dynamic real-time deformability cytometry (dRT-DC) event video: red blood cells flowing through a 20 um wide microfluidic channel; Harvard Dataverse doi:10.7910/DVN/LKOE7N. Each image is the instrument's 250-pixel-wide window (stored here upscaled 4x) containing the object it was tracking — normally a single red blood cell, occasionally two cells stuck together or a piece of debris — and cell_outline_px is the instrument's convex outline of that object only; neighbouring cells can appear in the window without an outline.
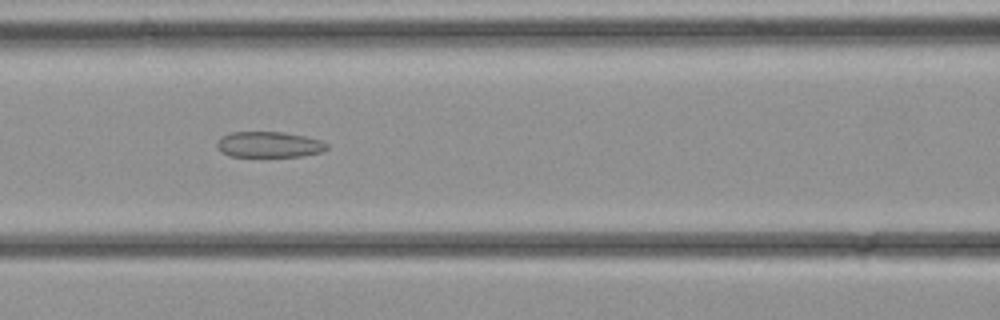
{"species": "common noctule bat (a hibernating species)", "species_latin": "Nyctalus noctula", "temperature_condition": "cold", "stored_images_in_passage": 26, "camera_frame_rate_fps": 3000, "um_per_image_px": 0.085, "animal": {"sex": "female", "body_mass_g": 21.9}, "frame": {"image": 1, "passage_image": 6, "time_ms": 1.667, "image_size_px": [1000, 320], "cell_outline_px": [[328, 148], [320, 152], [304, 156], [228, 156], [216, 144], [216, 140], [220, 136], [232, 132], [284, 132], [304, 136], [320, 140], [328, 144]], "centroid_in_image_um": [22.87, 12.28], "position_along_channel_um": 143.7, "area_um2": 16.42}}
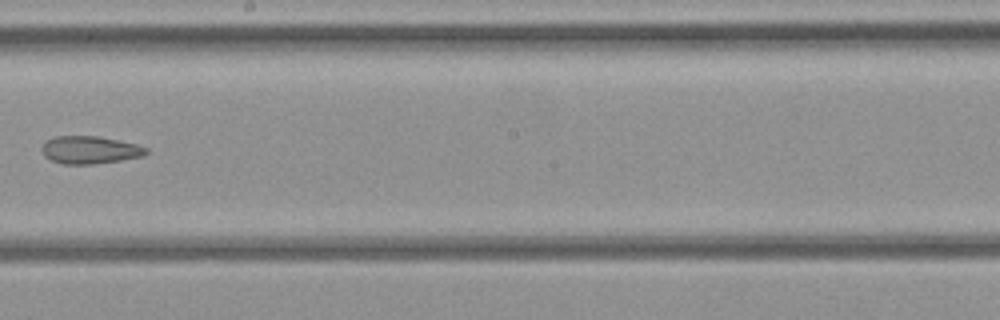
{"frame": {"image": 2, "passage_image": 11, "time_ms": 3.333, "image_size_px": [1000, 320], "cell_outline_px": [[148, 152], [144, 156], [120, 160], [92, 164], [64, 164], [52, 160], [44, 156], [40, 148], [44, 140], [52, 136], [96, 136], [120, 140], [136, 144], [148, 148]], "centroid_in_image_um": [7.61, 12.73], "position_along_channel_um": 240.6, "area_um2": 16.99}}
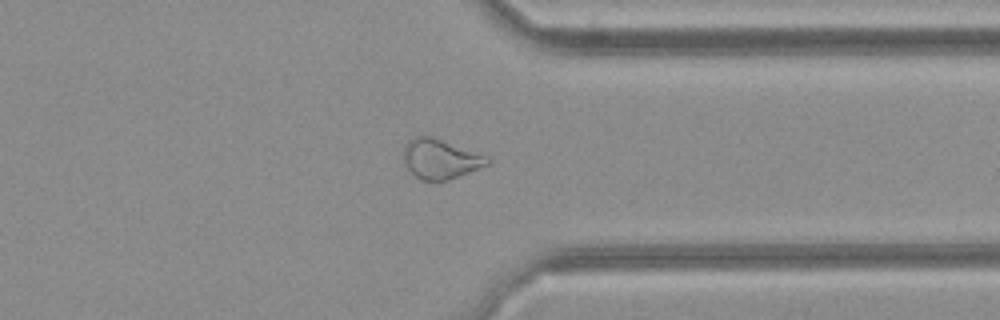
{"frame": {"image": 3, "passage_image": 18, "time_ms": 5.667, "image_size_px": [1000, 320], "cell_outline_px": [[492, 164], [448, 180], [420, 180], [408, 168], [404, 160], [404, 144], [412, 136], [432, 136], [488, 156], [492, 160]], "centroid_in_image_um": [37.47, 13.5], "position_along_channel_um": 373.9, "area_um2": 19.54}}